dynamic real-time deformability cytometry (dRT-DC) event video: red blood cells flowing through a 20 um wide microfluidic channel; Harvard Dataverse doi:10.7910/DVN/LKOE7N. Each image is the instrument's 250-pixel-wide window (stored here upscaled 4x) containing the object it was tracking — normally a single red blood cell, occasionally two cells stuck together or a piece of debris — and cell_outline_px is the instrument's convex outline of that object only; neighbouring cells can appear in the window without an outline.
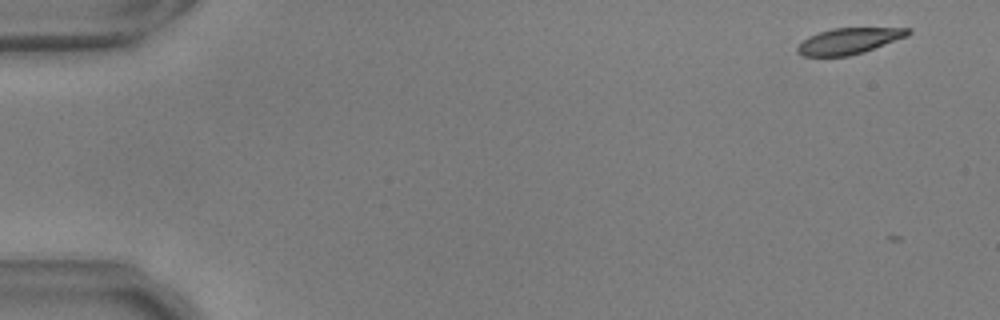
{"species": "common noctule bat (a hibernating species)", "species_latin": "Nyctalus noctula", "temperature_condition": "warm", "stored_images_in_passage": 3, "camera_frame_rate_fps": 3000, "um_per_image_px": 0.085, "animal": {"sex": "male", "body_mass_g": 17.9, "forearm_length_mm": 54.2}, "frame": {"image": 1, "passage_image": 1, "time_ms": 0.0, "image_size_px": [1000, 320], "cell_outline_px": [[912, 32], [908, 36], [864, 52], [848, 56], [804, 56], [796, 52], [796, 48], [808, 36], [832, 28], [912, 28]], "centroid_in_image_um": [72.18, 3.48], "position_along_channel_um": 12.8, "area_um2": 16.76}}